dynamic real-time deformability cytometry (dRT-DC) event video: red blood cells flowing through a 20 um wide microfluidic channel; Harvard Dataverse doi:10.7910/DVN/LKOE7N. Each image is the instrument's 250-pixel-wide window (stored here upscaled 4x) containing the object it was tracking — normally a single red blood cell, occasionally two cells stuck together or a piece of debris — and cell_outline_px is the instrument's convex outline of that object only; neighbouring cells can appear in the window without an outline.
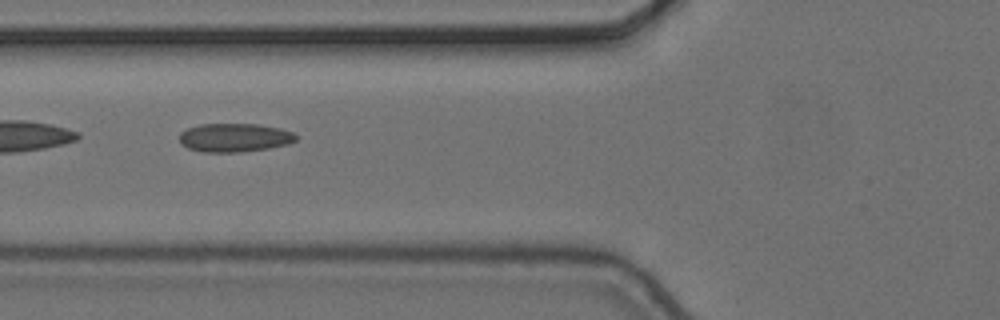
{"species": "common noctule bat (a hibernating species)", "species_latin": "Nyctalus noctula", "temperature_condition": "cold", "stored_images_in_passage": 6, "camera_frame_rate_fps": 3000, "um_per_image_px": 0.085, "animal": {"sex": "female", "body_mass_g": 24.6, "forearm_length_mm": 56.2}, "frame": {"image": 1, "passage_image": 2, "time_ms": 0.333, "image_size_px": [1000, 320], "cell_outline_px": [[300, 136], [296, 140], [288, 144], [268, 148], [240, 152], [200, 152], [188, 148], [180, 144], [180, 132], [188, 128], [200, 124], [260, 124], [280, 128], [292, 132]], "centroid_in_image_um": [19.94, 11.7], "position_along_channel_um": 105.9, "area_um2": 19.59}}
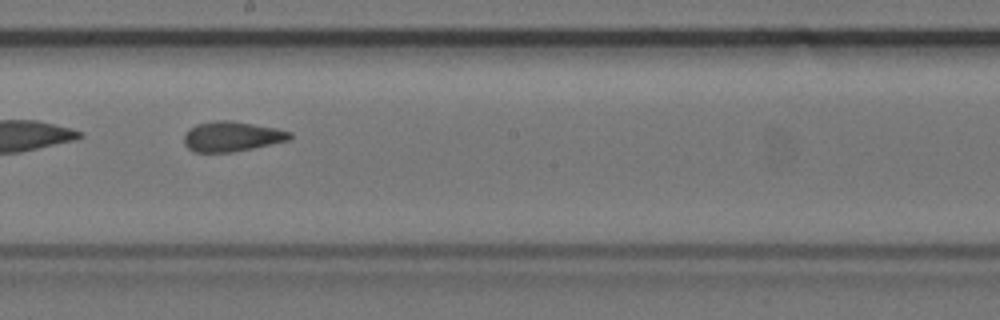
{"frame": {"image": 2, "passage_image": 5, "time_ms": 1.333, "image_size_px": [1000, 320], "cell_outline_px": [[292, 140], [232, 152], [196, 152], [188, 148], [184, 144], [184, 136], [196, 124], [216, 120], [228, 120], [276, 128], [292, 132]], "centroid_in_image_um": [19.74, 11.6], "position_along_channel_um": 228.5, "area_um2": 18.38}}
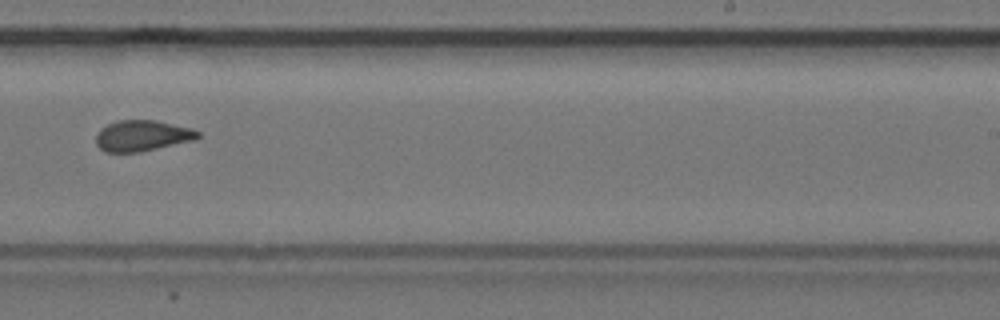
{"frame": {"image": 3, "passage_image": 6, "time_ms": 1.667, "image_size_px": [1000, 320], "cell_outline_px": [[200, 136], [196, 140], [140, 152], [104, 152], [96, 144], [96, 132], [100, 128], [116, 120], [156, 120], [192, 128], [200, 132]], "centroid_in_image_um": [12.09, 11.53], "position_along_channel_um": 276.9, "area_um2": 18.61}}